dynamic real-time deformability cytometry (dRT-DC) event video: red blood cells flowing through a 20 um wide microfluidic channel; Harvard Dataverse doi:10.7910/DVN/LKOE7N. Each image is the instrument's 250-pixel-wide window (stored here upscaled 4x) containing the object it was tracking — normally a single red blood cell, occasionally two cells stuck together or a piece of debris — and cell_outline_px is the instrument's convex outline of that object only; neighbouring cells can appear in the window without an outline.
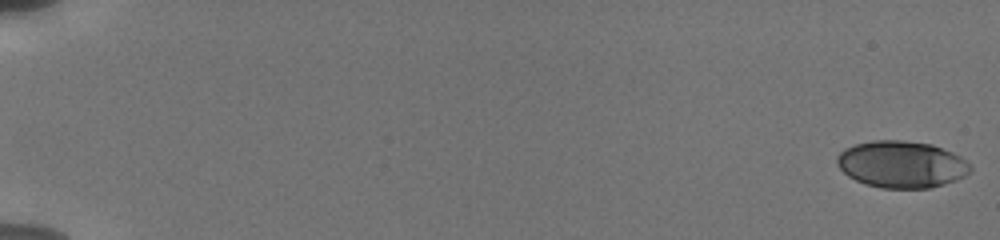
{"species": "human", "species_latin": "Homo sapiens", "temperature_condition": "cold", "stored_images_in_passage": 72, "camera_frame_rate_fps": 3000, "um_per_image_px": 0.085, "donor": {"sex": "male"}, "frame": {"image": 1, "passage_image": 1, "time_ms": 0.0, "image_size_px": [1000, 240], "cell_outline_px": [[972, 168], [964, 176], [956, 180], [944, 184], [928, 188], [880, 188], [864, 184], [848, 176], [840, 168], [836, 160], [836, 156], [844, 148], [856, 144], [872, 140], [900, 140], [932, 144], [952, 152], [960, 156]], "centroid_in_image_um": [76.6, 13.97], "position_along_channel_um": 8.4, "area_um2": 36.36}}
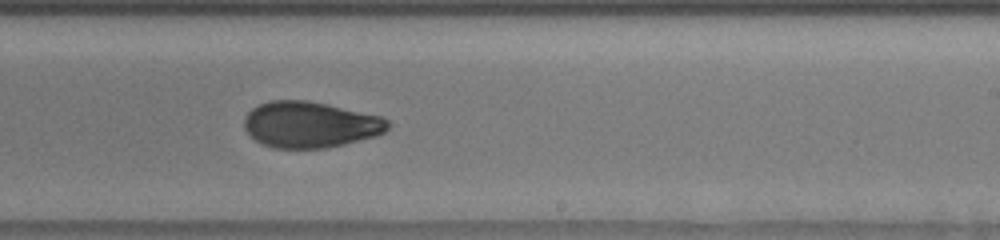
{"frame": {"image": 2, "passage_image": 41, "time_ms": 12.0, "image_size_px": [1000, 240], "cell_outline_px": [[392, 124], [384, 132], [376, 136], [328, 148], [272, 148], [256, 140], [244, 128], [244, 116], [252, 108], [268, 100], [308, 100], [328, 104], [380, 116], [388, 120]], "centroid_in_image_um": [26.37, 10.58], "position_along_channel_um": 262.6, "area_um2": 38.73}}
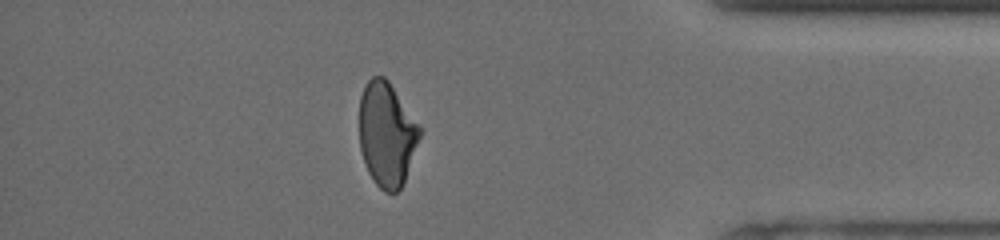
{"frame": {"image": 3, "passage_image": 60, "time_ms": 16.333, "image_size_px": [1000, 240], "cell_outline_px": [[420, 136], [404, 180], [400, 188], [396, 192], [384, 192], [376, 184], [368, 172], [360, 148], [360, 96], [364, 84], [372, 76], [384, 76], [388, 80], [420, 128]], "centroid_in_image_um": [32.84, 11.39], "position_along_channel_um": 402.4, "area_um2": 36.01}, "authors_computed_cell_mechanics": {"area_um2": 37.859, "velocity_mm_per_s": 3.7922, "shape_relaxation_time_tau1_ms": 5.7659, "shape_relaxation_time_tau2_ms": 2.3087, "deformation_change_tau1": 0.1574, "deformation_change_tau2": 0.0752}}